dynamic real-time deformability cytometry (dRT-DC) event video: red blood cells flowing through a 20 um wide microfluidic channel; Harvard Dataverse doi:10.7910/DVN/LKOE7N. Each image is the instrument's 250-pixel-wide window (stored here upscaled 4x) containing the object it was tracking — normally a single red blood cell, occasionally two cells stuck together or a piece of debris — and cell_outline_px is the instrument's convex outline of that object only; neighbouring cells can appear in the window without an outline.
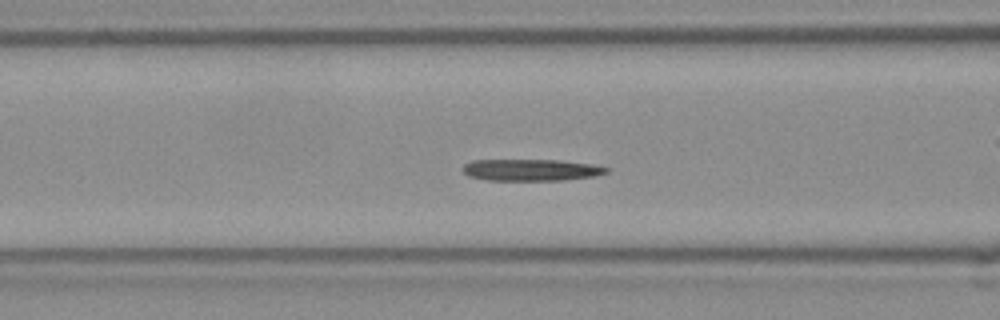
{"species": "Egyptian fruit bat (a non-hibernating species)", "species_latin": "Rousettus aegyptiacus", "temperature_condition": "room temperature", "stored_images_in_passage": 39, "camera_frame_rate_fps": 3000, "um_per_image_px": 0.085, "frame": {"image": 1, "passage_image": 7, "time_ms": 2.0, "image_size_px": [1000, 320], "cell_outline_px": [[608, 172], [596, 176], [564, 180], [488, 180], [468, 176], [464, 172], [464, 164], [472, 160], [556, 160], [592, 164], [608, 168]], "centroid_in_image_um": [45.15, 14.45], "position_along_channel_um": 121.5, "area_um2": 18.03}}
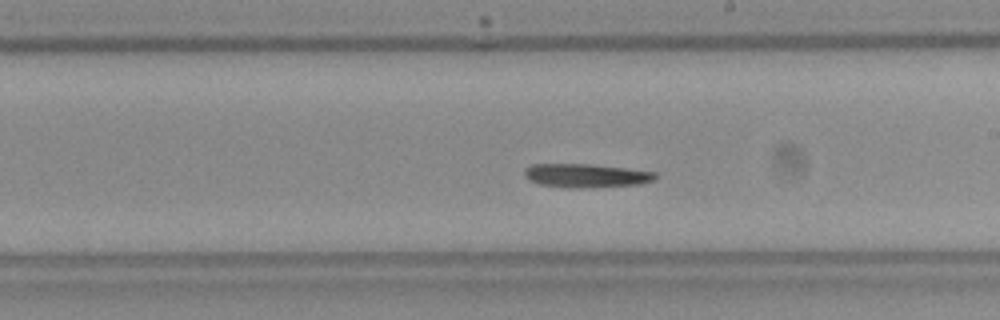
{"frame": {"image": 2, "passage_image": 16, "time_ms": 5.0, "image_size_px": [1000, 320], "cell_outline_px": [[656, 180], [640, 184], [580, 188], [568, 188], [540, 184], [528, 180], [524, 176], [524, 172], [532, 164], [592, 164], [628, 168], [656, 172]], "centroid_in_image_um": [49.84, 14.92], "position_along_channel_um": 239.2, "area_um2": 18.15}}
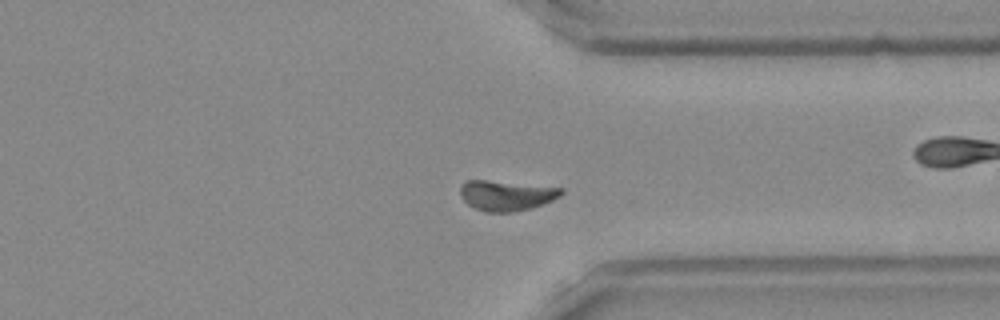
{"frame": {"image": 3, "passage_image": 26, "time_ms": 8.333, "image_size_px": [1000, 320], "cell_outline_px": [[564, 192], [560, 196], [552, 200], [532, 208], [512, 212], [484, 212], [468, 204], [464, 200], [460, 192], [460, 188], [464, 180], [484, 180], [564, 188]], "centroid_in_image_um": [43.04, 16.62], "position_along_channel_um": 368.4, "area_um2": 17.63}, "authors_computed_cell_mechanics": {"area_um2": 18.0336, "velocity_mm_per_s": 3.9282, "shape_relaxation_time_tau1_ms": 6.6567, "shape_relaxation_time_tau2_ms": null, "deformation_change_tau1": 0.1459, "deformation_change_tau2": null}}